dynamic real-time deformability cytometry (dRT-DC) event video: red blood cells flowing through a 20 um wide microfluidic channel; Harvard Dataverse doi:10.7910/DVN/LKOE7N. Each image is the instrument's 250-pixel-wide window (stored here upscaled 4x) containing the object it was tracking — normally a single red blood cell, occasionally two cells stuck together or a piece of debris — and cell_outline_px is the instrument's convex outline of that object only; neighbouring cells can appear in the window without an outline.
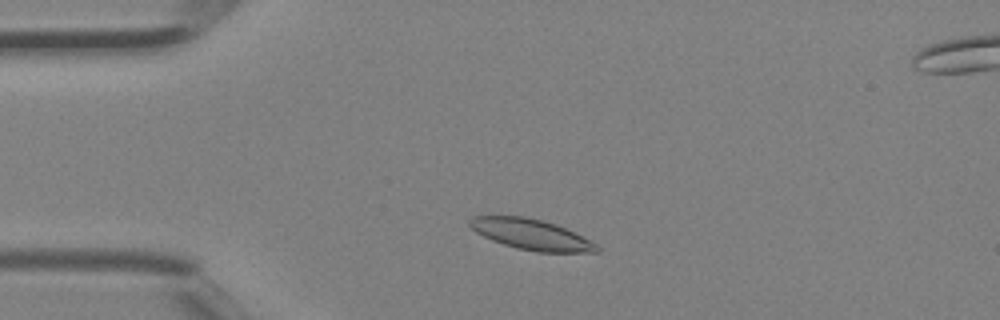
{"species": "Egyptian fruit bat (a non-hibernating species)", "species_latin": "Rousettus aegyptiacus", "temperature_condition": "room temperature", "stored_images_in_passage": 38, "segment_of_instrument_passage": [1, 2], "camera_frame_rate_fps": 3000, "um_per_image_px": 0.085, "animal": {"sex": "female"}, "frame": {"image": 1, "passage_image": 5, "time_ms": 1.333, "image_size_px": [1000, 320], "cell_outline_px": [[600, 252], [536, 252], [516, 248], [492, 240], [476, 232], [468, 224], [468, 220], [472, 216], [524, 216], [544, 220], [556, 224], [596, 244], [600, 248]], "centroid_in_image_um": [45.12, 19.92], "position_along_channel_um": 39.9, "area_um2": 22.48}}
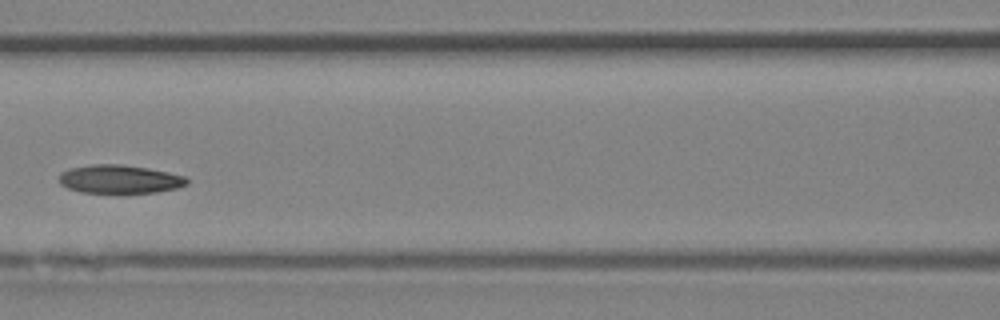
{"frame": {"image": 2, "passage_image": 14, "time_ms": 4.333, "image_size_px": [1000, 320], "cell_outline_px": [[188, 184], [176, 188], [156, 192], [80, 192], [68, 188], [60, 184], [56, 180], [60, 172], [68, 168], [92, 164], [120, 164], [148, 168], [188, 176]], "centroid_in_image_um": [10.13, 15.21], "position_along_channel_um": 156.5, "area_um2": 21.33}}
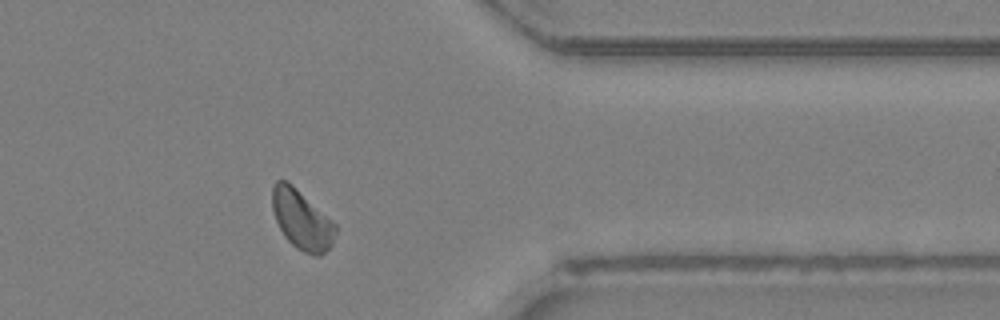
{"frame": {"image": 3, "passage_image": 29, "time_ms": 9.333, "image_size_px": [1000, 320], "cell_outline_px": [[336, 232], [332, 244], [320, 256], [312, 256], [296, 248], [284, 236], [276, 220], [272, 208], [272, 184], [276, 180], [288, 180], [332, 220], [336, 224]], "centroid_in_image_um": [25.64, 18.66], "position_along_channel_um": 385.8, "area_um2": 21.96}}